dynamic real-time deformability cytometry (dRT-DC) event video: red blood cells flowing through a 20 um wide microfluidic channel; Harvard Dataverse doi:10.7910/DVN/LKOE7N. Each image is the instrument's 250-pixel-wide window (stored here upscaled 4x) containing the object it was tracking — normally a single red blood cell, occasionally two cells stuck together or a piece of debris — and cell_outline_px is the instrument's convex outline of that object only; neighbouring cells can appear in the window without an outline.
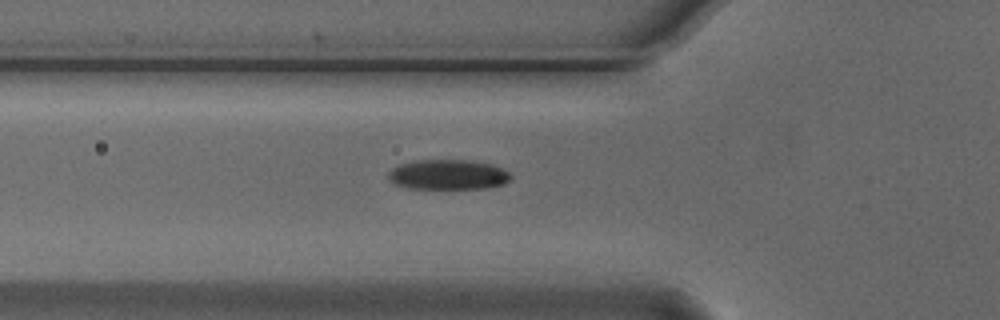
{"species": "Egyptian fruit bat (a non-hibernating species)", "species_latin": "Rousettus aegyptiacus", "temperature_condition": "cold", "stored_images_in_passage": 5, "camera_frame_rate_fps": 3000, "um_per_image_px": 0.085, "animal": {"sex": "male"}, "frame": {"image": 1, "passage_image": 5, "time_ms": 1.333, "image_size_px": [1000, 320], "cell_outline_px": [[512, 176], [504, 184], [484, 188], [408, 188], [396, 184], [388, 180], [388, 172], [392, 168], [400, 164], [416, 160], [472, 160], [492, 164], [508, 172]], "centroid_in_image_um": [38.06, 14.83], "position_along_channel_um": 87.7, "area_um2": 21.33}}